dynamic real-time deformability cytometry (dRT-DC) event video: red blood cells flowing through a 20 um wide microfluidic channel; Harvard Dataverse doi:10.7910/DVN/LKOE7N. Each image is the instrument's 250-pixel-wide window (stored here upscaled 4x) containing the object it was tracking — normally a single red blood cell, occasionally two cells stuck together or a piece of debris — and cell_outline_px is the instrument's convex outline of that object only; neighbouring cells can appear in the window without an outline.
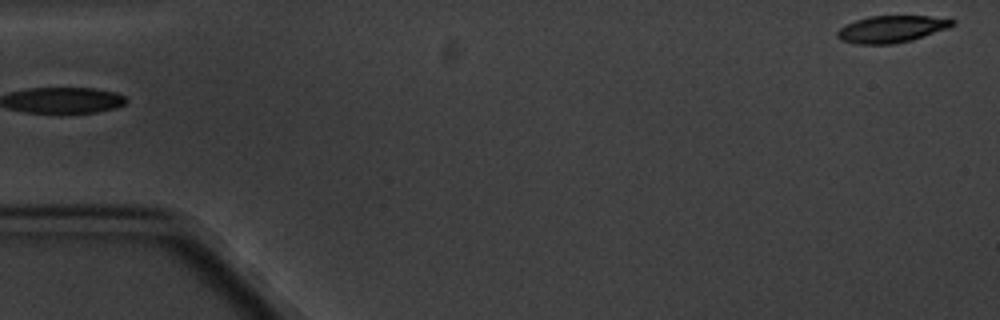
{"species": "common noctule bat (a hibernating species)", "species_latin": "Nyctalus noctula", "temperature_condition": "cold", "stored_images_in_passage": 6, "segment_of_instrument_passage": [2, 2], "camera_frame_rate_fps": 3000, "um_per_image_px": 0.085, "animal": {"sex": "male", "body_mass_g": 20.1, "forearm_length_mm": 53.5}, "frame": {"image": 1, "passage_image": 6, "time_ms": 5.667, "image_size_px": [1000, 320], "cell_outline_px": [[956, 24], [948, 28], [912, 40], [892, 44], [856, 44], [840, 40], [836, 36], [836, 32], [840, 28], [856, 20], [868, 16], [928, 16], [956, 20]], "centroid_in_image_um": [75.77, 2.47], "position_along_channel_um": 9.2, "area_um2": 18.03}}